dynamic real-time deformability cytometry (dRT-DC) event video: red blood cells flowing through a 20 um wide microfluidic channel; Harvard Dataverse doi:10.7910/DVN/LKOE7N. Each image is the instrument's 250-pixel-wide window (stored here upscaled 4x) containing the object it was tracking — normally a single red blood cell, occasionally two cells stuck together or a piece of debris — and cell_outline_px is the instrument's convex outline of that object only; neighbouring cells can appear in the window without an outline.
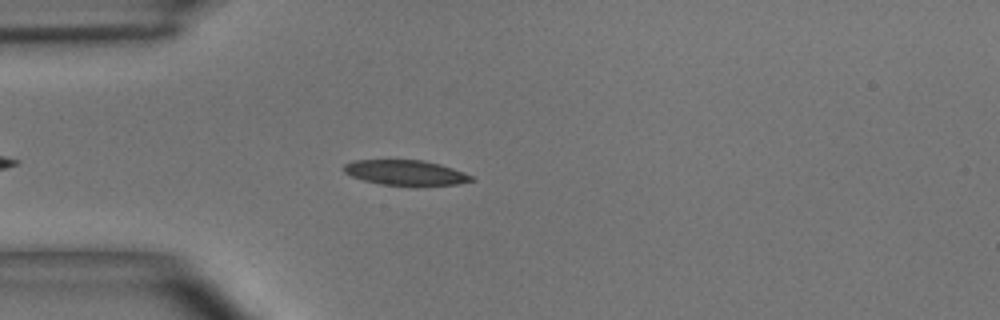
{"species": "common noctule bat (a hibernating species)", "species_latin": "Nyctalus noctula", "temperature_condition": "room temperature", "stored_images_in_passage": 38, "camera_frame_rate_fps": 3000, "um_per_image_px": 0.085, "animal": {"sex": "male", "body_mass_g": 15.6}, "frame": {"image": 1, "passage_image": 2, "time_ms": 0.333, "image_size_px": [1000, 320], "cell_outline_px": [[476, 180], [456, 184], [416, 188], [380, 184], [364, 180], [352, 176], [344, 172], [344, 164], [352, 160], [424, 160], [440, 164], [464, 172], [472, 176]], "centroid_in_image_um": [34.51, 14.71], "position_along_channel_um": 50.5, "area_um2": 19.31}}
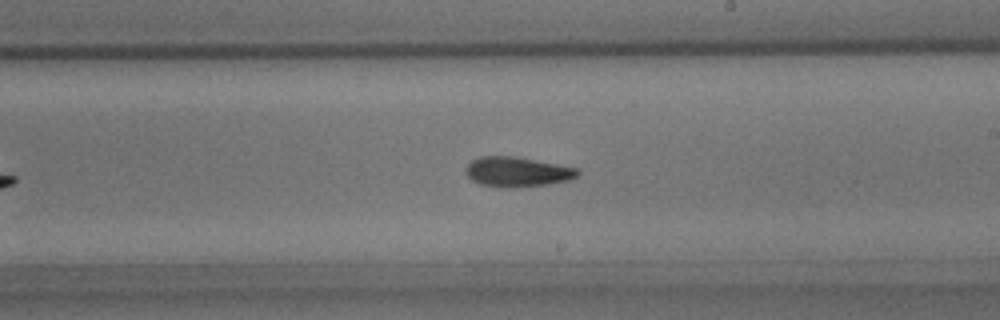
{"frame": {"image": 2, "passage_image": 17, "time_ms": 5.333, "image_size_px": [1000, 320], "cell_outline_px": [[580, 172], [576, 176], [568, 180], [548, 184], [516, 188], [508, 188], [480, 184], [472, 180], [464, 172], [468, 164], [472, 160], [480, 156], [512, 156], [556, 164], [576, 168]], "centroid_in_image_um": [43.92, 14.61], "position_along_channel_um": 245.1, "area_um2": 19.31}}
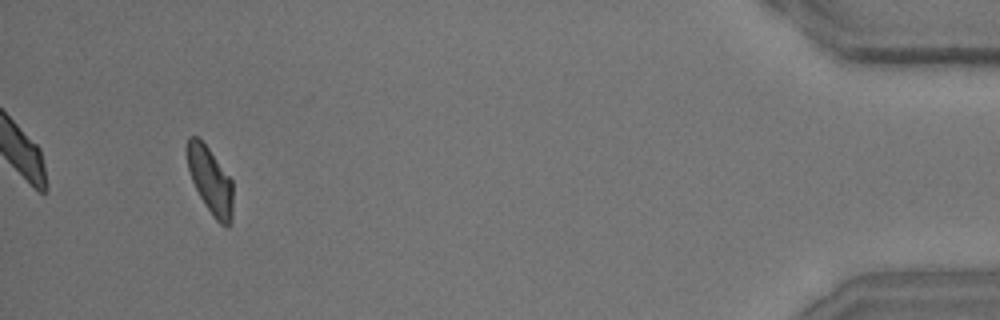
{"frame": {"image": 3, "passage_image": 35, "time_ms": 11.333, "image_size_px": [1000, 320], "cell_outline_px": [[232, 220], [228, 228], [224, 228], [212, 216], [204, 204], [192, 180], [188, 168], [184, 148], [188, 136], [196, 136], [208, 148], [232, 180]], "centroid_in_image_um": [17.85, 15.35], "position_along_channel_um": 417.3, "area_um2": 17.98}, "authors_computed_cell_mechanics": {"area_um2": 18.8428, "velocity_mm_per_s": 4.0708, "shape_relaxation_time_tau1_ms": 3.5784, "shape_relaxation_time_tau2_ms": 4.1016, "deformation_change_tau1": 0.1342, "deformation_change_tau2": 0.1107}}